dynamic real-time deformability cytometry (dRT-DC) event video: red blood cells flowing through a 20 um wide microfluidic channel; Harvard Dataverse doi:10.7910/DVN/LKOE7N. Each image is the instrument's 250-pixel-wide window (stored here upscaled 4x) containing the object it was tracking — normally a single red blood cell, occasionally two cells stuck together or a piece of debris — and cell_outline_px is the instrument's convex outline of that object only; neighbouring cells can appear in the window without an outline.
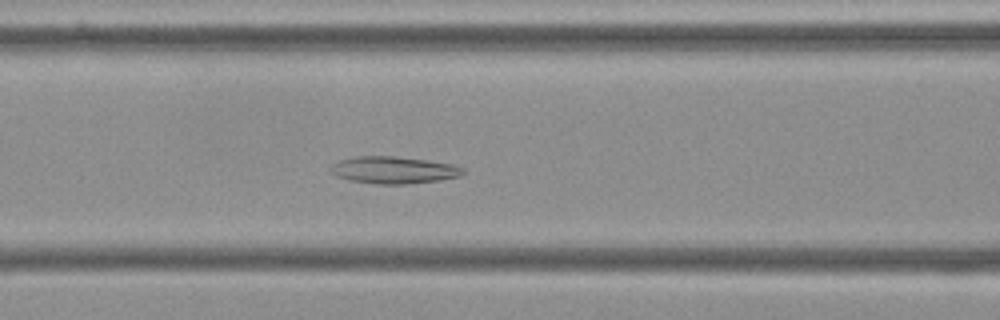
{"species": "Egyptian fruit bat (a non-hibernating species)", "species_latin": "Rousettus aegyptiacus", "temperature_condition": "cold", "stored_images_in_passage": 57, "camera_frame_rate_fps": 3000, "um_per_image_px": 0.085, "frame": {"image": 1, "passage_image": 24, "time_ms": 7.667, "image_size_px": [1000, 320], "cell_outline_px": [[464, 172], [460, 176], [440, 180], [404, 184], [380, 184], [352, 180], [336, 176], [328, 168], [332, 164], [340, 160], [356, 156], [392, 156], [424, 160], [452, 164], [464, 168]], "centroid_in_image_um": [33.45, 14.45], "position_along_channel_um": 133.2, "area_um2": 20.63}}
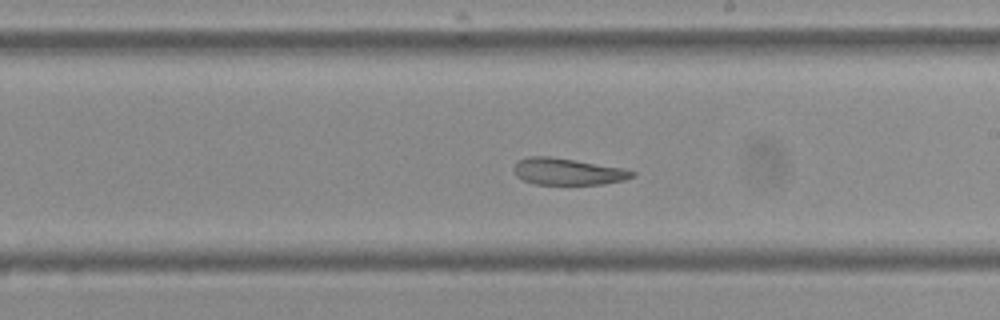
{"frame": {"image": 2, "passage_image": 33, "time_ms": 10.667, "image_size_px": [1000, 320], "cell_outline_px": [[636, 176], [624, 180], [604, 184], [536, 184], [524, 180], [516, 176], [512, 168], [520, 160], [528, 156], [548, 156], [576, 160], [624, 168], [636, 172]], "centroid_in_image_um": [48.28, 14.58], "position_along_channel_um": 240.7, "area_um2": 18.44}}
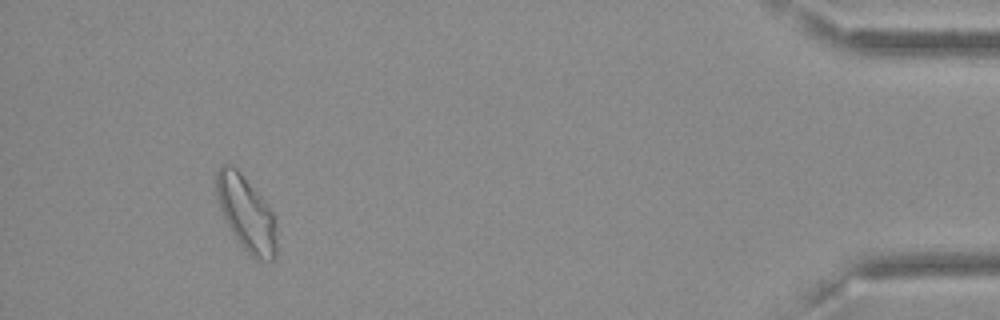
{"frame": {"image": 3, "passage_image": 53, "time_ms": 17.333, "image_size_px": [1000, 320], "cell_outline_px": [[276, 256], [272, 260], [260, 260], [252, 256], [240, 244], [232, 232], [220, 208], [216, 196], [216, 172], [220, 164], [232, 164], [240, 172], [268, 204], [276, 220]], "centroid_in_image_um": [20.94, 18.12], "position_along_channel_um": 414.3, "area_um2": 26.18}, "authors_computed_cell_mechanics": {"area_um2": 23.2934, "velocity_mm_per_s": 3.5943, "shape_relaxation_time_tau1_ms": null, "shape_relaxation_time_tau2_ms": 5.0893, "deformation_change_tau1": null, "deformation_change_tau2": 0.1383}}